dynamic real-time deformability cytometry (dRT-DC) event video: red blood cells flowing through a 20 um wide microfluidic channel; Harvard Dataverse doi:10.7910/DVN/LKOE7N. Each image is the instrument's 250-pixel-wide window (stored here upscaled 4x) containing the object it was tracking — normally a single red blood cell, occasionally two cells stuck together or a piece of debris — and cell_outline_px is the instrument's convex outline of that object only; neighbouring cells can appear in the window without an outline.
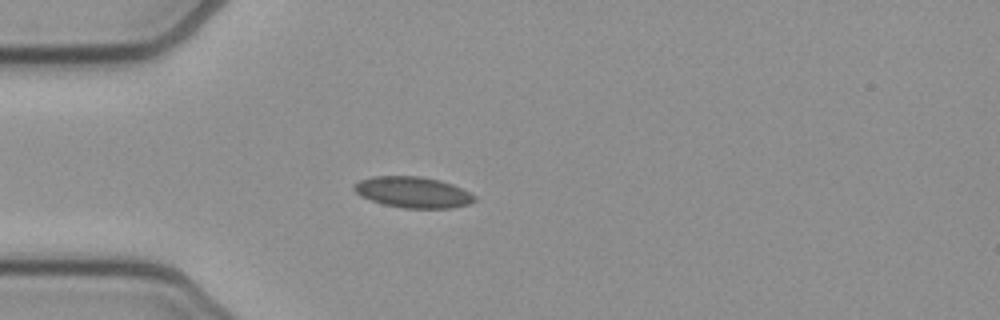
{"species": "common noctule bat (a hibernating species)", "species_latin": "Nyctalus noctula", "temperature_condition": "cold", "stored_images_in_passage": 42, "camera_frame_rate_fps": 3000, "um_per_image_px": 0.085, "animal": {"sex": "female", "body_mass_g": 21.9}, "frame": {"image": 1, "passage_image": 7, "time_ms": 2.0, "image_size_px": [1000, 320], "cell_outline_px": [[476, 200], [468, 204], [452, 208], [404, 208], [384, 204], [360, 196], [352, 188], [352, 184], [360, 180], [372, 176], [420, 176], [440, 180], [452, 184], [476, 196]], "centroid_in_image_um": [35.08, 16.33], "position_along_channel_um": 49.9, "area_um2": 21.73}}
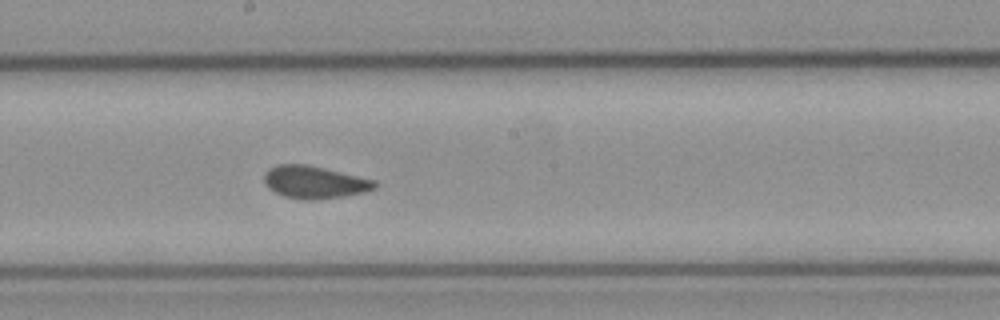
{"frame": {"image": 2, "passage_image": 21, "time_ms": 6.667, "image_size_px": [1000, 320], "cell_outline_px": [[380, 184], [376, 188], [368, 192], [344, 196], [312, 200], [304, 200], [284, 196], [268, 188], [264, 184], [264, 172], [268, 168], [276, 164], [308, 164], [376, 180]], "centroid_in_image_um": [26.75, 15.48], "position_along_channel_um": 221.4, "area_um2": 21.33}}
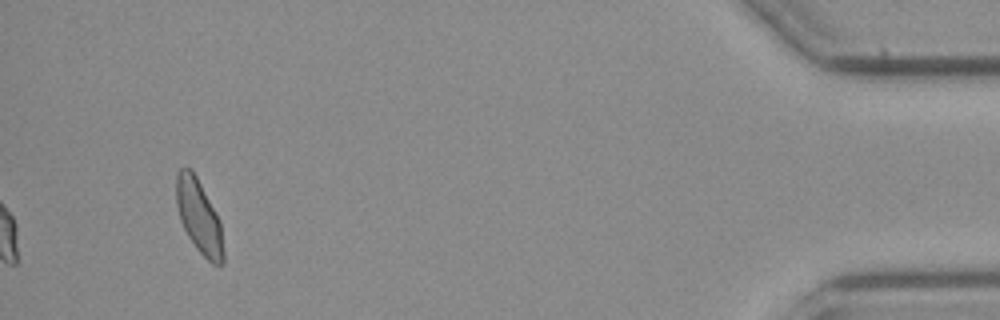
{"frame": {"image": 3, "passage_image": 42, "time_ms": 13.667, "image_size_px": [1000, 320], "cell_outline_px": [[224, 264], [212, 264], [196, 248], [188, 236], [180, 220], [176, 204], [176, 176], [180, 168], [192, 168], [216, 212], [220, 220], [224, 252]], "centroid_in_image_um": [16.92, 18.41], "position_along_channel_um": 418.3, "area_um2": 20.23}, "authors_computed_cell_mechanics": {"area_um2": 21.0392, "velocity_mm_per_s": 3.9099, "shape_relaxation_time_tau1_ms": null, "shape_relaxation_time_tau2_ms": 0.5849, "deformation_change_tau1": null, "deformation_change_tau2": 0.0519}}